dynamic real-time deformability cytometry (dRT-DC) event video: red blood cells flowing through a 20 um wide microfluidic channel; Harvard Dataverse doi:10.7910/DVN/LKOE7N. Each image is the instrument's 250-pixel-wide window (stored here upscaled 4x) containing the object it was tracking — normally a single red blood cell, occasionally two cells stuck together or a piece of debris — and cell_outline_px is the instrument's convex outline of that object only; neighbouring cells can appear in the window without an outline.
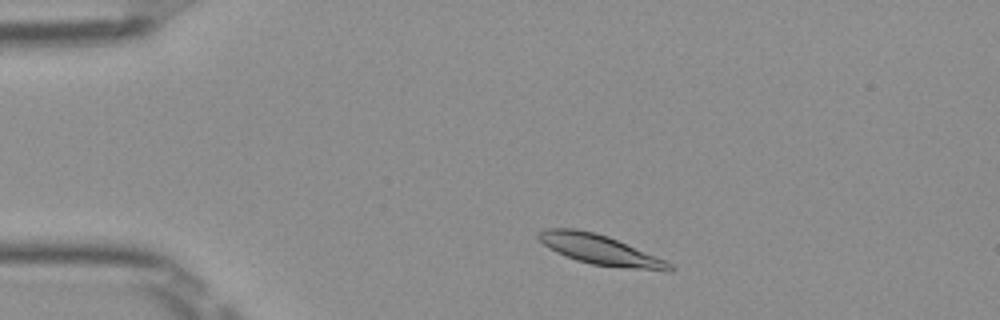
{"species": "Egyptian fruit bat (a non-hibernating species)", "species_latin": "Rousettus aegyptiacus", "temperature_condition": "room temperature", "stored_images_in_passage": 46, "camera_frame_rate_fps": 3000, "um_per_image_px": 0.085, "frame": {"image": 1, "passage_image": 5, "time_ms": 1.333, "image_size_px": [1000, 320], "cell_outline_px": [[676, 268], [672, 272], [664, 272], [592, 264], [576, 260], [556, 252], [548, 248], [536, 236], [536, 232], [544, 228], [576, 228], [596, 232], [608, 236], [664, 260], [672, 264]], "centroid_in_image_um": [51.0, 21.23], "position_along_channel_um": 34.0, "area_um2": 22.95}}
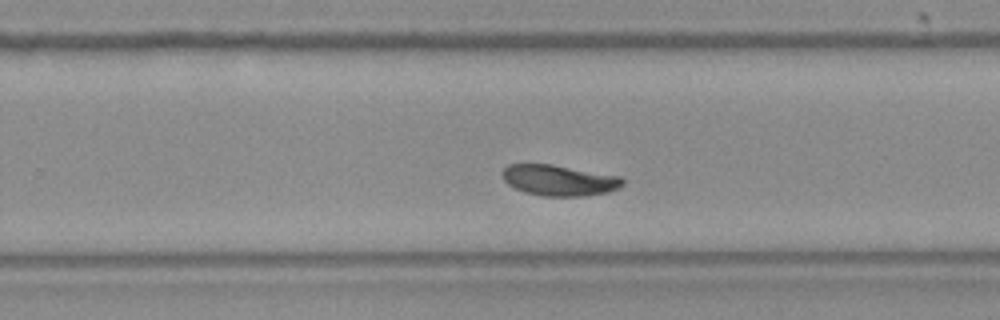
{"frame": {"image": 2, "passage_image": 28, "time_ms": 9.0, "image_size_px": [1000, 320], "cell_outline_px": [[624, 184], [620, 188], [608, 192], [584, 196], [544, 196], [524, 192], [508, 184], [504, 180], [500, 172], [508, 164], [552, 164], [620, 176], [624, 180]], "centroid_in_image_um": [47.53, 15.32], "position_along_channel_um": 282.3, "area_um2": 21.73}}
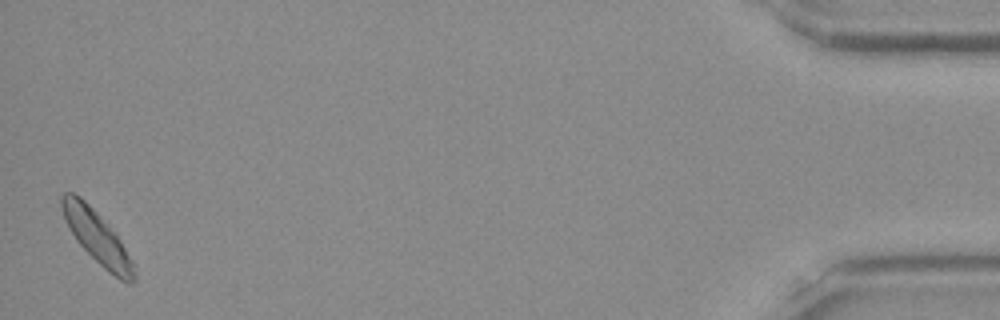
{"frame": {"image": 3, "passage_image": 46, "time_ms": 15.0, "image_size_px": [1000, 320], "cell_outline_px": [[136, 280], [132, 284], [128, 284], [120, 280], [108, 272], [76, 240], [64, 220], [60, 204], [60, 196], [64, 192], [72, 192], [80, 196], [100, 216], [120, 240], [132, 260], [136, 276]], "centroid_in_image_um": [8.24, 20.17], "position_along_channel_um": 427.0, "area_um2": 21.79}, "authors_computed_cell_mechanics": {"area_um2": 21.7906, "velocity_mm_per_s": 3.8752, "shape_relaxation_time_tau1_ms": 2.3081, "shape_relaxation_time_tau2_ms": null, "deformation_change_tau1": 0.0905, "deformation_change_tau2": null}}